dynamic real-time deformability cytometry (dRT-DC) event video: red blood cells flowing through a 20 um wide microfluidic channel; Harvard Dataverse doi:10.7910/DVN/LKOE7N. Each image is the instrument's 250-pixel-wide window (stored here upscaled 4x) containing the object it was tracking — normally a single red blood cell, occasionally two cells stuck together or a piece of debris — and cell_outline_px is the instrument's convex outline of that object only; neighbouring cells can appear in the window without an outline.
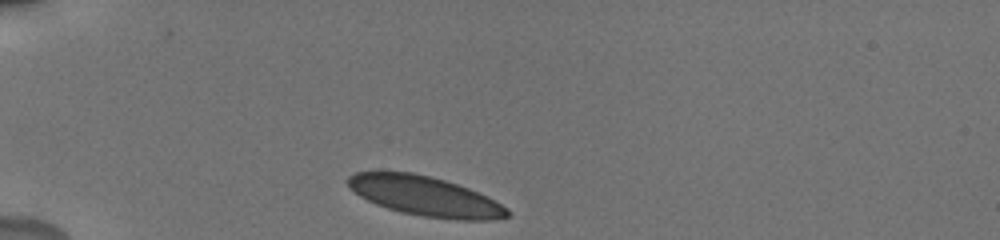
{"species": "human", "species_latin": "Homo sapiens", "temperature_condition": "cold", "stored_images_in_passage": 34, "camera_frame_rate_fps": 3000, "um_per_image_px": 0.085, "donor": {"sex": "male"}, "frame": {"image": 1, "passage_image": 1, "time_ms": 0.0, "image_size_px": [1000, 240], "cell_outline_px": [[508, 216], [492, 220], [456, 220], [424, 216], [400, 212], [376, 204], [360, 196], [348, 184], [348, 176], [356, 172], [412, 172], [444, 180], [468, 188], [488, 196], [508, 208]], "centroid_in_image_um": [36.16, 16.68], "position_along_channel_um": 48.8, "area_um2": 36.41}}
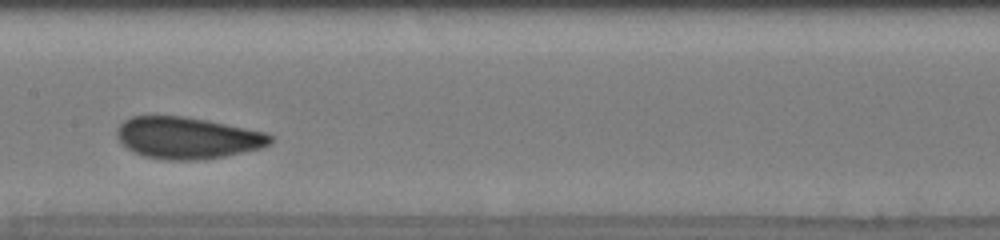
{"frame": {"image": 2, "passage_image": 15, "time_ms": 4.667, "image_size_px": [1000, 240], "cell_outline_px": [[272, 140], [268, 144], [260, 148], [224, 156], [204, 160], [164, 160], [144, 156], [132, 152], [116, 136], [116, 132], [120, 124], [124, 120], [132, 116], [184, 116], [264, 132], [272, 136]], "centroid_in_image_um": [15.88, 11.73], "position_along_channel_um": 191.5, "area_um2": 36.93}}
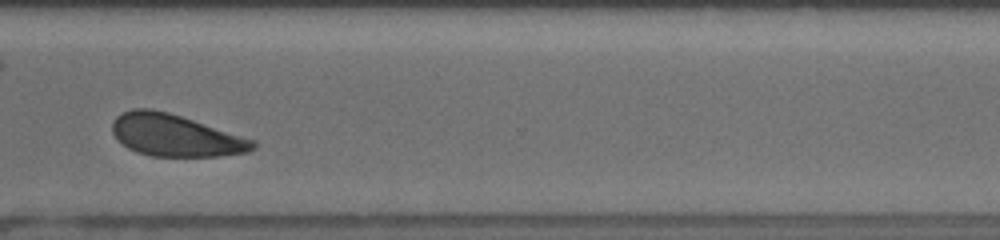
{"frame": {"image": 3, "passage_image": 28, "time_ms": 9.0, "image_size_px": [1000, 240], "cell_outline_px": [[256, 148], [248, 152], [220, 156], [152, 156], [136, 152], [128, 148], [112, 132], [112, 120], [120, 112], [132, 108], [152, 108], [168, 112], [256, 140]], "centroid_in_image_um": [14.9, 11.5], "position_along_channel_um": 355.7, "area_um2": 34.45}, "authors_computed_cell_mechanics": {"area_um2": 36.7319, "velocity_mm_per_s": 3.7813, "shape_relaxation_time_tau1_ms": 2.9364, "shape_relaxation_time_tau2_ms": 1.1555, "deformation_change_tau1": 0.1015, "deformation_change_tau2": 0.0465}}